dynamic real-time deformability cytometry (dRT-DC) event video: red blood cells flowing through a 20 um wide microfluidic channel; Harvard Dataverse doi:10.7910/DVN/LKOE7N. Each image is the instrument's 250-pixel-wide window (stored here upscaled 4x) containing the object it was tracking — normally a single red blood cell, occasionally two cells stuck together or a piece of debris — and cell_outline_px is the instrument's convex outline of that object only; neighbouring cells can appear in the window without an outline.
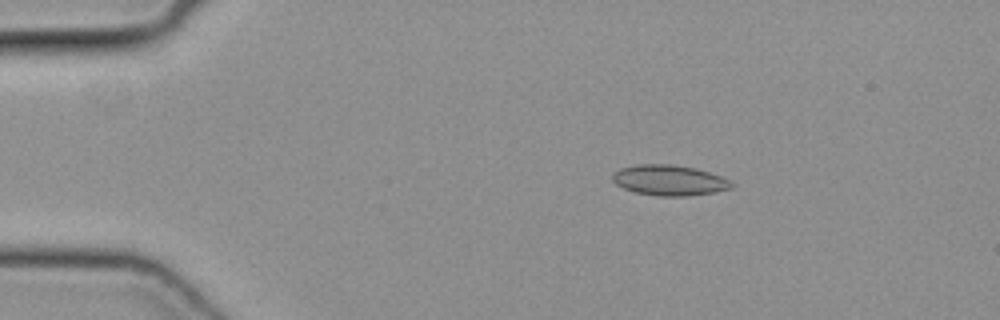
{"species": "common noctule bat (a hibernating species)", "species_latin": "Nyctalus noctula", "temperature_condition": "cold", "stored_images_in_passage": 42, "camera_frame_rate_fps": 3000, "um_per_image_px": 0.085, "animal": {"sex": "female", "body_mass_g": 19.3, "forearm_length_mm": 54.1}, "frame": {"image": 1, "passage_image": 1, "time_ms": 0.0, "image_size_px": [1000, 320], "cell_outline_px": [[732, 188], [716, 192], [688, 196], [660, 196], [636, 192], [624, 188], [616, 184], [612, 180], [612, 176], [620, 168], [636, 164], [672, 164], [696, 168], [720, 176], [728, 180], [732, 184]], "centroid_in_image_um": [56.88, 15.32], "position_along_channel_um": 28.1, "area_um2": 21.04}}
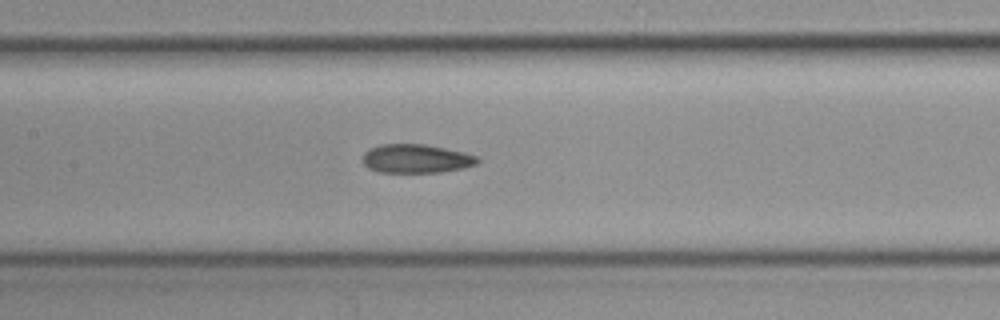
{"frame": {"image": 2, "passage_image": 16, "time_ms": 5.0, "image_size_px": [1000, 320], "cell_outline_px": [[480, 160], [476, 164], [464, 168], [440, 172], [380, 172], [368, 168], [364, 164], [364, 152], [368, 148], [380, 144], [424, 144], [464, 152], [480, 156]], "centroid_in_image_um": [35.39, 13.48], "position_along_channel_um": 172.0, "area_um2": 19.31}}
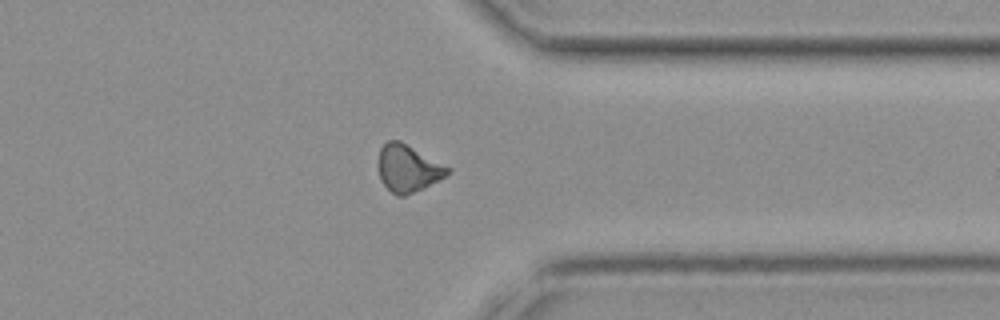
{"frame": {"image": 3, "passage_image": 31, "time_ms": 10.0, "image_size_px": [1000, 320], "cell_outline_px": [[452, 168], [444, 176], [424, 188], [404, 196], [396, 196], [380, 180], [376, 164], [380, 148], [388, 140], [400, 140]], "centroid_in_image_um": [34.63, 14.29], "position_along_channel_um": 376.8, "area_um2": 19.19}}